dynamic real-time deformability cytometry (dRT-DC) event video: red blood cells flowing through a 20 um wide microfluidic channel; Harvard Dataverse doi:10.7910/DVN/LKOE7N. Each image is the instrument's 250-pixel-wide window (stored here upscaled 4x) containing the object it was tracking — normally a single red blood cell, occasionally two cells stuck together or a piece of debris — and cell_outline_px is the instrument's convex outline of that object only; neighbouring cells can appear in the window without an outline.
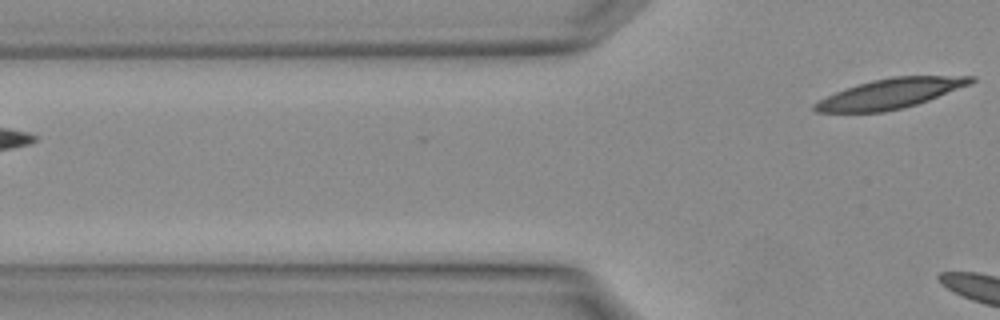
{"species": "Egyptian fruit bat (a non-hibernating species)", "species_latin": "Rousettus aegyptiacus", "temperature_condition": "warm", "stored_images_in_passage": 5, "camera_frame_rate_fps": 3000, "um_per_image_px": 0.085, "animal": {"sex": "female"}, "frame": {"image": 1, "passage_image": 5, "time_ms": 1.333, "image_size_px": [1000, 320], "cell_outline_px": [[976, 80], [972, 84], [928, 100], [904, 108], [884, 112], [816, 112], [812, 108], [812, 104], [836, 92], [872, 80], [892, 76], [976, 76]], "centroid_in_image_um": [75.72, 7.95], "position_along_channel_um": 50.1, "area_um2": 26.99}}